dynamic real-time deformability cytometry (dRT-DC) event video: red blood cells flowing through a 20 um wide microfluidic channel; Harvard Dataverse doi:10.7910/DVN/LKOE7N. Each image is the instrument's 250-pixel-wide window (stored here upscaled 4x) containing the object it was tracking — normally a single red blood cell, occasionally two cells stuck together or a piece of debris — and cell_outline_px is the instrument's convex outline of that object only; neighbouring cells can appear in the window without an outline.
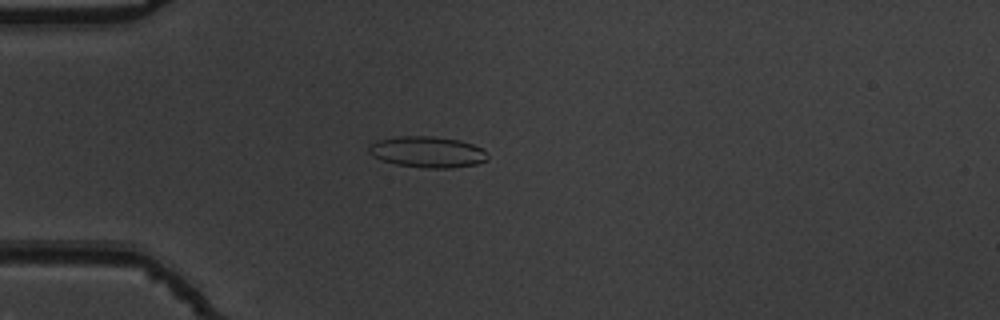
{"species": "common noctule bat (a hibernating species)", "species_latin": "Nyctalus noctula", "temperature_condition": "warm", "stored_images_in_passage": 55, "camera_frame_rate_fps": 3000, "um_per_image_px": 0.085, "animal": {"sex": "male", "body_mass_g": 19.5, "forearm_length_mm": 54.6}, "frame": {"image": 1, "passage_image": 16, "time_ms": 5.0, "image_size_px": [1000, 320], "cell_outline_px": [[488, 160], [476, 164], [452, 168], [424, 168], [396, 164], [372, 156], [368, 152], [368, 144], [376, 140], [400, 136], [432, 136], [460, 140], [472, 144], [488, 152]], "centroid_in_image_um": [36.33, 12.91], "position_along_channel_um": 48.7, "area_um2": 21.68}}
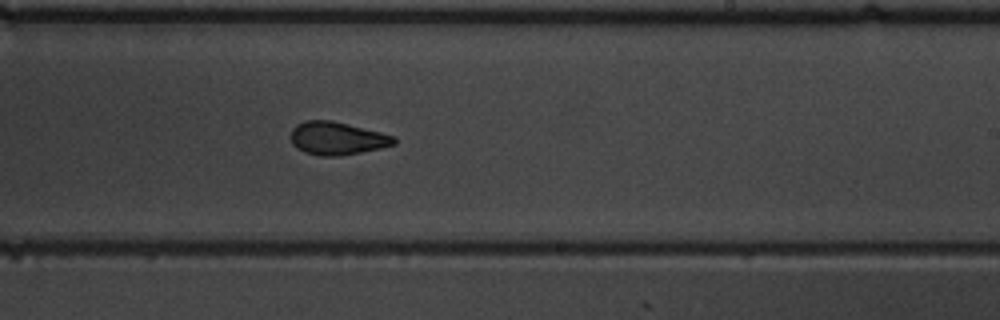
{"frame": {"image": 2, "passage_image": 34, "time_ms": 11.0, "image_size_px": [1000, 320], "cell_outline_px": [[396, 144], [380, 148], [340, 156], [320, 156], [304, 152], [296, 148], [292, 144], [288, 136], [292, 128], [296, 124], [304, 120], [332, 120], [380, 132], [392, 136], [396, 140]], "centroid_in_image_um": [28.57, 11.75], "position_along_channel_um": 260.4, "area_um2": 20.0}}
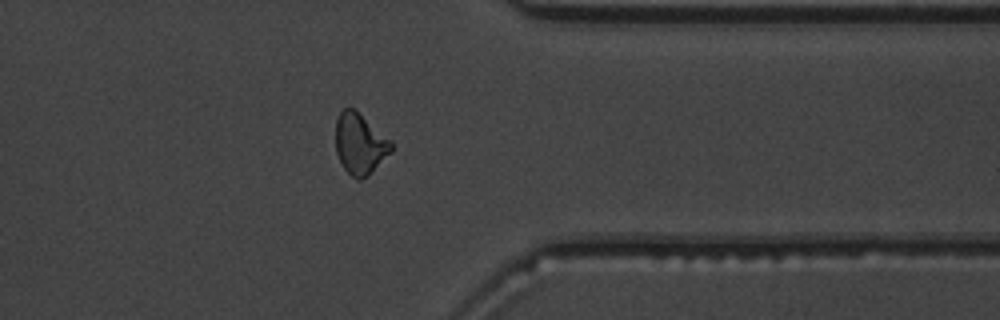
{"frame": {"image": 3, "passage_image": 44, "time_ms": 14.333, "image_size_px": [1000, 320], "cell_outline_px": [[392, 152], [368, 176], [360, 180], [356, 180], [344, 168], [336, 152], [336, 120], [340, 112], [348, 104], [392, 140]], "centroid_in_image_um": [30.6, 12.22], "position_along_channel_um": 380.8, "area_um2": 19.88}, "authors_computed_cell_mechanics": {"area_um2": 20.4034, "velocity_mm_per_s": 3.8123, "shape_relaxation_time_tau1_ms": 5.1993, "shape_relaxation_time_tau2_ms": 1.6665, "deformation_change_tau1": 0.1569, "deformation_change_tau2": 0.0813}}